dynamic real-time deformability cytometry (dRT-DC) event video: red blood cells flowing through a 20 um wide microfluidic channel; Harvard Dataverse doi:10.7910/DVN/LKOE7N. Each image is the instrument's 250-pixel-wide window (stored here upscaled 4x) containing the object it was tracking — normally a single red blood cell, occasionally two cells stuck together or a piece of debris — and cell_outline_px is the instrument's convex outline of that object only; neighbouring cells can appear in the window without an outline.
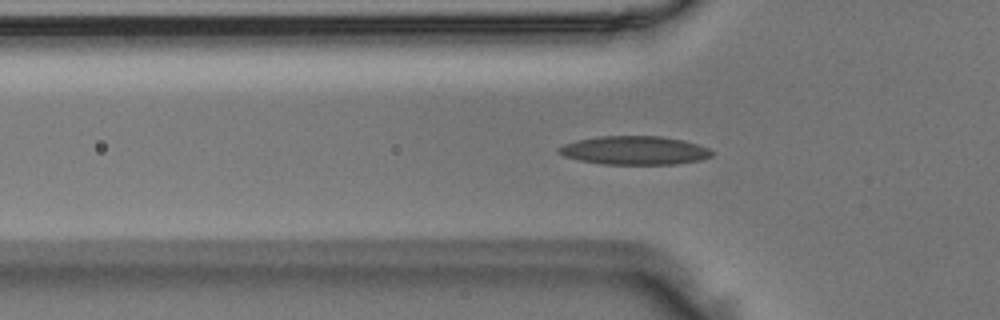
{"species": "Egyptian fruit bat (a non-hibernating species)", "species_latin": "Rousettus aegyptiacus", "temperature_condition": "room temperature", "stored_images_in_passage": 44, "camera_frame_rate_fps": 3000, "um_per_image_px": 0.085, "animal": {"sex": "male"}, "frame": {"image": 1, "passage_image": 8, "time_ms": 2.333, "image_size_px": [1000, 320], "cell_outline_px": [[712, 156], [700, 160], [676, 164], [600, 164], [580, 160], [564, 156], [556, 152], [556, 148], [564, 144], [576, 140], [600, 136], [660, 136], [684, 140], [708, 148], [712, 152]], "centroid_in_image_um": [53.9, 12.78], "position_along_channel_um": 71.9, "area_um2": 25.55}}
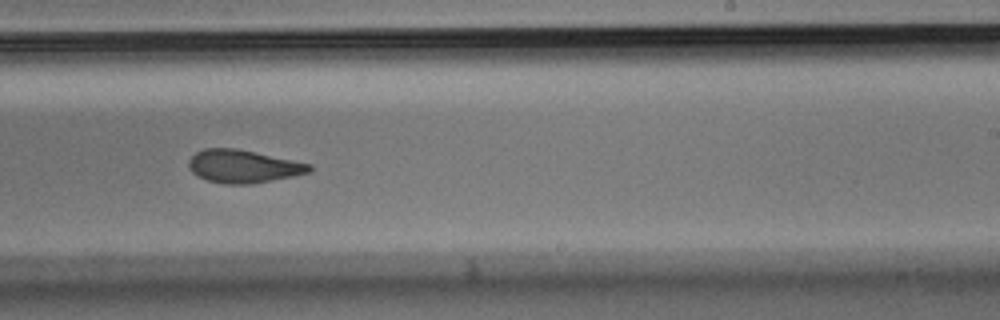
{"frame": {"image": 2, "passage_image": 23, "time_ms": 7.333, "image_size_px": [1000, 320], "cell_outline_px": [[312, 172], [252, 184], [224, 184], [208, 180], [196, 176], [192, 172], [188, 164], [188, 160], [196, 152], [204, 148], [236, 148], [256, 152], [312, 164]], "centroid_in_image_um": [20.67, 14.14], "position_along_channel_um": 268.3, "area_um2": 23.24}}
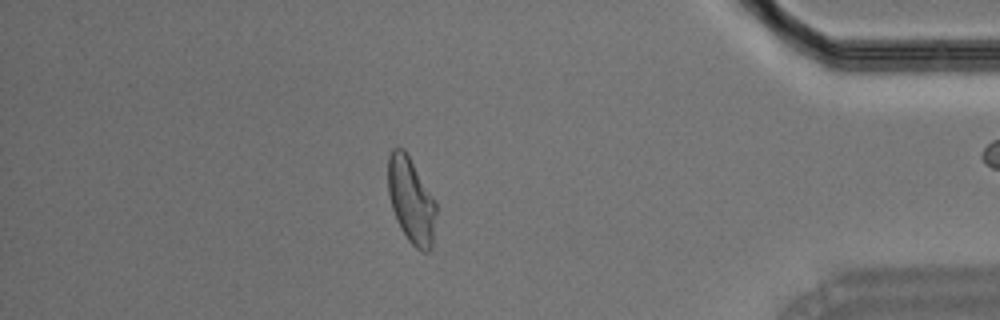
{"frame": {"image": 3, "passage_image": 36, "time_ms": 11.667, "image_size_px": [1000, 320], "cell_outline_px": [[436, 212], [432, 248], [428, 252], [424, 252], [416, 248], [408, 240], [400, 228], [396, 220], [392, 208], [388, 192], [388, 156], [392, 148], [404, 148], [436, 200]], "centroid_in_image_um": [34.95, 17.03], "position_along_channel_um": 400.3, "area_um2": 24.22}}